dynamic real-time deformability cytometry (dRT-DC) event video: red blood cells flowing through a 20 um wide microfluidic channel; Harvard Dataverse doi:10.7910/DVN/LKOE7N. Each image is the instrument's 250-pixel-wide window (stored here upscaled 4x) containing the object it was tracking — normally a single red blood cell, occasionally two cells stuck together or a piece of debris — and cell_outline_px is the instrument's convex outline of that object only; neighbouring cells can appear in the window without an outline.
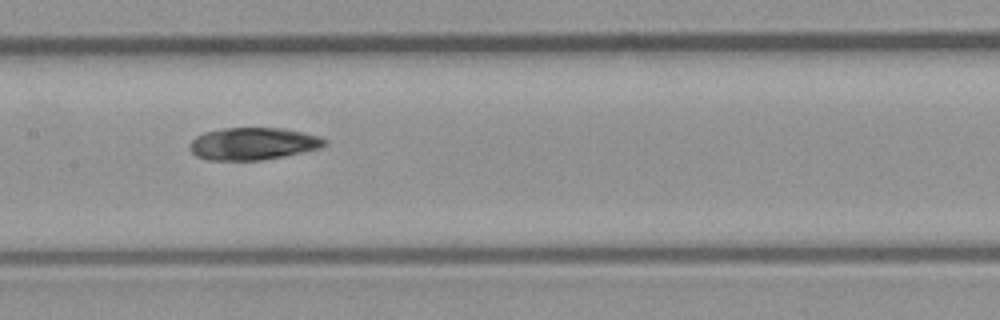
{"species": "common noctule bat (a hibernating species)", "species_latin": "Nyctalus noctula", "temperature_condition": "room temperature", "stored_images_in_passage": 7, "camera_frame_rate_fps": 3000, "um_per_image_px": 0.085, "animal": {"sex": "male", "body_mass_g": 23.1, "forearm_length_mm": 52.7}, "frame": {"image": 1, "passage_image": 7, "time_ms": 2.0, "image_size_px": [1000, 320], "cell_outline_px": [[328, 144], [324, 148], [264, 160], [208, 160], [196, 156], [188, 148], [192, 140], [196, 136], [204, 132], [224, 128], [284, 128], [320, 136], [328, 140]], "centroid_in_image_um": [21.56, 12.22], "position_along_channel_um": 185.8, "area_um2": 25.72}}